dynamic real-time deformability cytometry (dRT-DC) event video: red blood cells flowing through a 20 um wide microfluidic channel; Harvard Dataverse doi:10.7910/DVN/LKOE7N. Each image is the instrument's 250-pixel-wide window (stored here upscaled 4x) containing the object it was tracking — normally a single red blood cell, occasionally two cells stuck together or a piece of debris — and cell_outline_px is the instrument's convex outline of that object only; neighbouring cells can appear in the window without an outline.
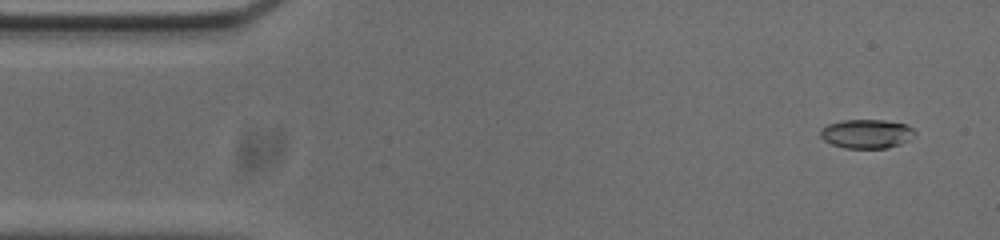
{"species": "common noctule bat (a hibernating species)", "species_latin": "Nyctalus noctula", "temperature_condition": "cold", "stored_images_in_passage": 53, "camera_frame_rate_fps": 3000, "um_per_image_px": 0.085, "animal": {"sex": "male", "body_mass_g": 20.0, "forearm_length_mm": 53.3}, "frame": {"image": 1, "passage_image": 3, "time_ms": 0.667, "image_size_px": [1000, 240], "cell_outline_px": [[916, 132], [908, 140], [900, 144], [888, 148], [844, 148], [832, 144], [824, 140], [820, 136], [820, 128], [828, 124], [840, 120], [884, 120], [904, 124], [912, 128]], "centroid_in_image_um": [73.62, 11.37], "position_along_channel_um": 11.4, "area_um2": 15.95}}
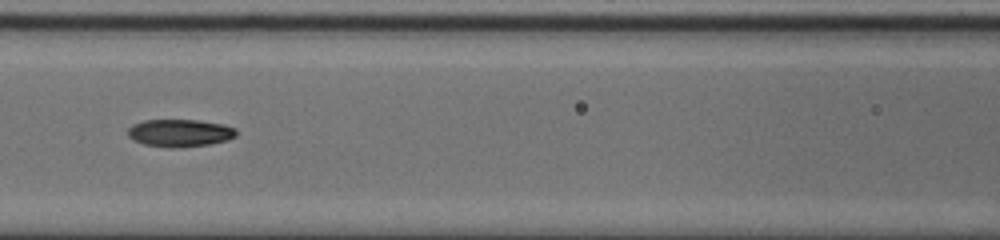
{"frame": {"image": 2, "passage_image": 22, "time_ms": 7.0, "image_size_px": [1000, 240], "cell_outline_px": [[236, 136], [228, 140], [208, 144], [172, 148], [168, 148], [144, 144], [128, 136], [128, 128], [132, 124], [144, 120], [196, 120], [224, 124], [236, 128]], "centroid_in_image_um": [15.29, 11.29], "position_along_channel_um": 151.3, "area_um2": 17.34}}
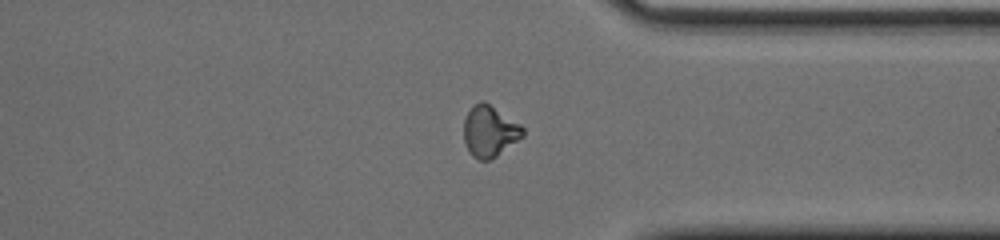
{"frame": {"image": 3, "passage_image": 40, "time_ms": 13.0, "image_size_px": [1000, 240], "cell_outline_px": [[524, 136], [496, 156], [488, 160], [480, 160], [472, 156], [468, 152], [464, 140], [464, 120], [472, 104], [480, 100], [484, 100], [520, 124], [524, 128]], "centroid_in_image_um": [41.6, 11.14], "position_along_channel_um": 369.8, "area_um2": 17.69}, "authors_computed_cell_mechanics": {"area_um2": 16.9932, "velocity_mm_per_s": 3.7368, "shape_relaxation_time_tau1_ms": null, "shape_relaxation_time_tau2_ms": 3.6177, "deformation_change_tau1": null, "deformation_change_tau2": 0.0882}}